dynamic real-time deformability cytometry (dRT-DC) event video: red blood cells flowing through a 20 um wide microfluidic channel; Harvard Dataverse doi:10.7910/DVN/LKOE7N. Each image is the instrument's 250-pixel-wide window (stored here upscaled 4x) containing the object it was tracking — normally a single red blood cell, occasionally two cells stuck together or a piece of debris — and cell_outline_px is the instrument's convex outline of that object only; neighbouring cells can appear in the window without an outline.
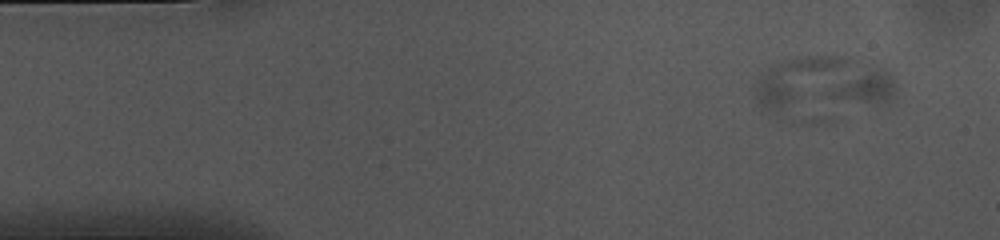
{"species": "common noctule bat (a hibernating species)", "species_latin": "Nyctalus noctula", "temperature_condition": "cold", "stored_images_in_passage": 51, "camera_frame_rate_fps": 3000, "um_per_image_px": 0.085, "animal": {"sex": "female", "body_mass_g": 10.0, "forearm_length_mm": 53.1}, "frame": {"image": 1, "passage_image": 1, "time_ms": 0.0, "image_size_px": [1000, 240], "cell_outline_px": [[896, 88], [892, 96], [884, 100], [860, 100], [828, 96], [828, 92], [832, 88], [840, 84], [880, 68], [892, 72]], "centroid_in_image_um": [73.69, 7.38], "position_along_channel_um": 11.3, "area_um2": 10.4}}
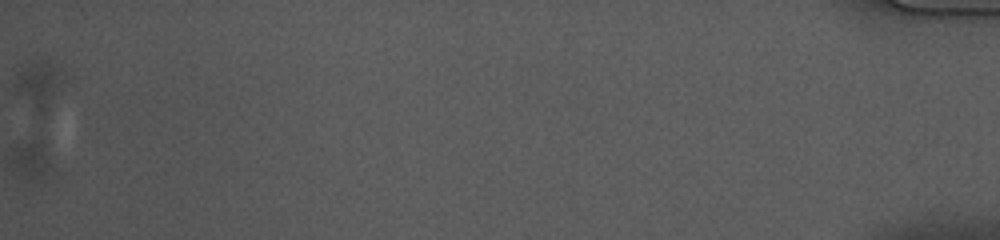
{"frame": {"image": 2, "passage_image": 51, "time_ms": 16.667, "image_size_px": [1000, 240], "cell_outline_px": [[56, 76], [52, 96], [44, 120], [36, 116], [16, 84], [16, 76], [20, 64], [32, 60], [44, 60], [48, 64]], "centroid_in_image_um": [3.11, 7.25], "position_along_channel_um": 432.1, "area_um2": 11.56}}